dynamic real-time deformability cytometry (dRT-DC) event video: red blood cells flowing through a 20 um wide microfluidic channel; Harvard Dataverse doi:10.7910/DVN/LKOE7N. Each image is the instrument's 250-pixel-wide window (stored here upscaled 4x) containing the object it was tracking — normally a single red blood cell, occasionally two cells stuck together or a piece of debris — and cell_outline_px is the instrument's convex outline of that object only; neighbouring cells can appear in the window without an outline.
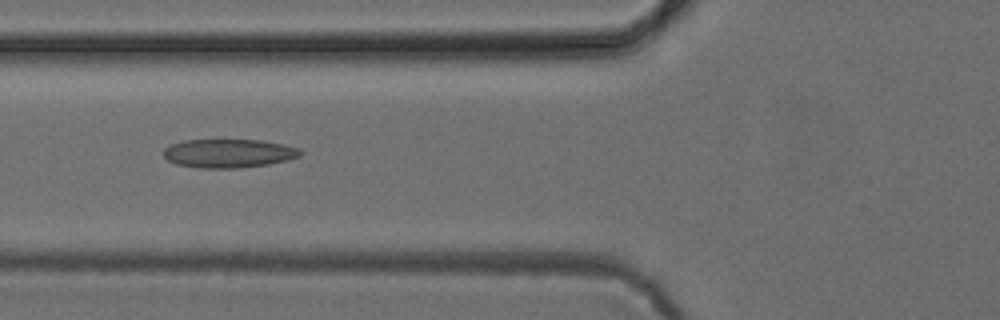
{"species": "common noctule bat (a hibernating species)", "species_latin": "Nyctalus noctula", "temperature_condition": "cold", "stored_images_in_passage": 6, "camera_frame_rate_fps": 3000, "um_per_image_px": 0.085, "animal": {"sex": "female", "body_mass_g": 24.6, "forearm_length_mm": 56.2}, "frame": {"image": 1, "passage_image": 6, "time_ms": 6.0, "image_size_px": [1000, 320], "cell_outline_px": [[304, 152], [300, 156], [288, 160], [268, 164], [236, 168], [196, 168], [176, 164], [168, 160], [164, 156], [164, 148], [172, 144], [184, 140], [260, 140], [284, 144], [300, 148]], "centroid_in_image_um": [19.46, 13.03], "position_along_channel_um": 106.3, "area_um2": 22.95}}